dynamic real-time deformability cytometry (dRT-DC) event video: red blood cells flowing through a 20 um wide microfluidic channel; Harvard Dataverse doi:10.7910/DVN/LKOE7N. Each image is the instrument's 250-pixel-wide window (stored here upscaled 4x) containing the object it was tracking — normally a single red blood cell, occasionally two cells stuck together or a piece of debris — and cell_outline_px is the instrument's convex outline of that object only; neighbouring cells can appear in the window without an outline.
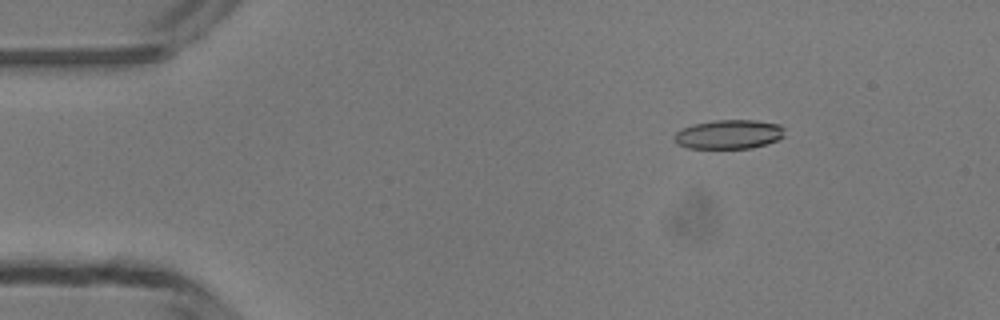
{"species": "common noctule bat (a hibernating species)", "species_latin": "Nyctalus noctula", "temperature_condition": "room temperature", "stored_images_in_passage": 43, "camera_frame_rate_fps": 3000, "um_per_image_px": 0.085, "animal": {"sex": "male", "body_mass_g": 13.3}, "frame": {"image": 1, "passage_image": 1, "time_ms": 0.0, "image_size_px": [1000, 320], "cell_outline_px": [[784, 136], [776, 140], [752, 148], [688, 148], [680, 144], [672, 136], [676, 132], [692, 124], [716, 120], [756, 120], [780, 124], [784, 128]], "centroid_in_image_um": [61.97, 11.41], "position_along_channel_um": 23.0, "area_um2": 18.61}}
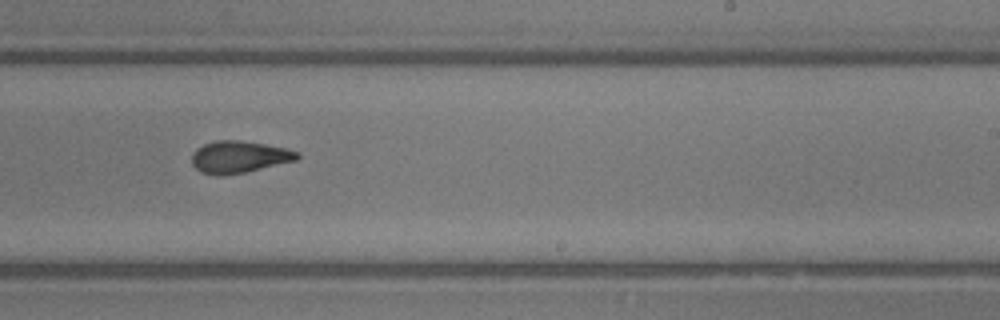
{"frame": {"image": 2, "passage_image": 24, "time_ms": 7.667, "image_size_px": [1000, 320], "cell_outline_px": [[300, 156], [296, 160], [244, 172], [224, 176], [216, 176], [200, 172], [192, 164], [192, 152], [196, 148], [204, 144], [216, 140], [240, 140], [288, 148], [300, 152]], "centroid_in_image_um": [20.3, 13.34], "position_along_channel_um": 268.7, "area_um2": 19.77}}
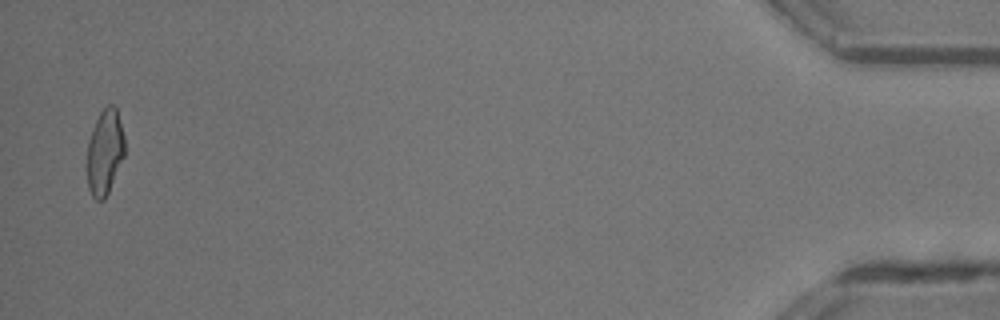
{"frame": {"image": 3, "passage_image": 42, "time_ms": 13.667, "image_size_px": [1000, 320], "cell_outline_px": [[124, 156], [108, 192], [104, 200], [96, 200], [92, 196], [88, 188], [88, 140], [92, 128], [100, 112], [108, 104], [112, 104], [116, 108], [124, 136]], "centroid_in_image_um": [8.91, 12.92], "position_along_channel_um": 426.3, "area_um2": 18.44}, "authors_computed_cell_mechanics": {"area_um2": 19.8254, "velocity_mm_per_s": 4.1947, "shape_relaxation_time_tau1_ms": 11.2431, "shape_relaxation_time_tau2_ms": 2.6113, "deformation_change_tau1": 0.2781, "deformation_change_tau2": 0.1017}}